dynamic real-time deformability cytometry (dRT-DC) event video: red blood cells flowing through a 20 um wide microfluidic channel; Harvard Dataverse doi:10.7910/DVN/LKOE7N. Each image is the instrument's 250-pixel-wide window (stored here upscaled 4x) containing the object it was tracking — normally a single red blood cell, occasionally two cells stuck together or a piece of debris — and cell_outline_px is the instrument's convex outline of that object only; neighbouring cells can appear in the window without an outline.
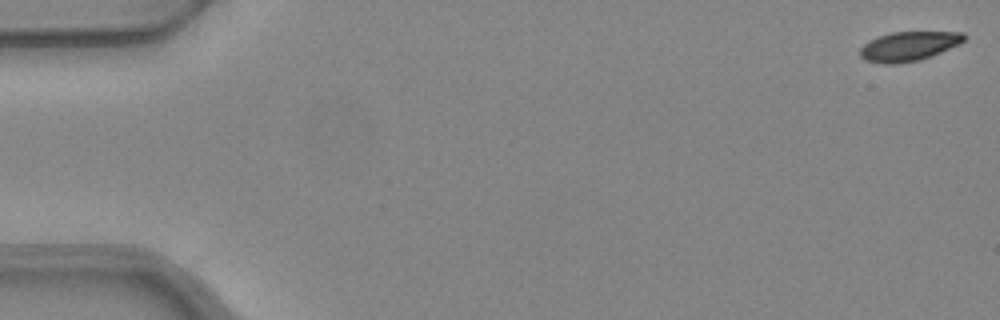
{"species": "common noctule bat (a hibernating species)", "species_latin": "Nyctalus noctula", "temperature_condition": "warm", "stored_images_in_passage": 4, "camera_frame_rate_fps": 3000, "um_per_image_px": 0.085, "animal": {"sex": "female", "body_mass_g": 24.6, "forearm_length_mm": 56.2}, "frame": {"image": 1, "passage_image": 1, "time_ms": 0.0, "image_size_px": [1000, 320], "cell_outline_px": [[968, 36], [960, 44], [920, 60], [896, 64], [880, 64], [864, 60], [860, 56], [860, 48], [868, 40], [892, 32], [964, 32]], "centroid_in_image_um": [77.23, 3.93], "position_along_channel_um": 7.8, "area_um2": 17.92}}